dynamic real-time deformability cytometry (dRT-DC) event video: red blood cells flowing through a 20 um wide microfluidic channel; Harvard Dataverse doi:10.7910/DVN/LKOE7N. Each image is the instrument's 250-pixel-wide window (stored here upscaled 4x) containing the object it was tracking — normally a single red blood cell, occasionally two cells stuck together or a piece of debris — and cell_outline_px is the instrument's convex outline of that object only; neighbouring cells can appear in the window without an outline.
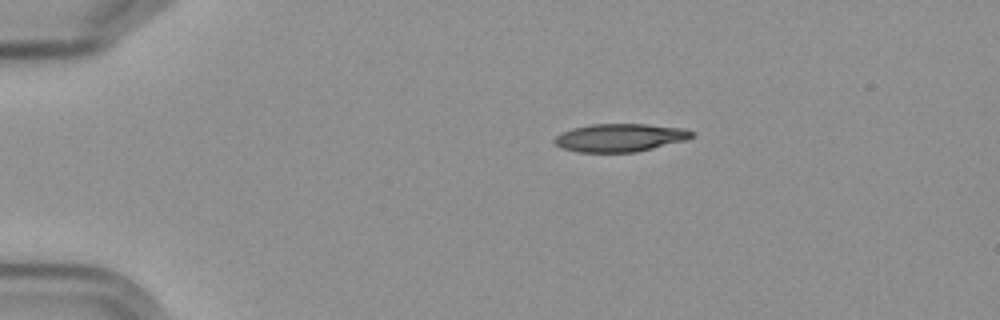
{"species": "Egyptian fruit bat (a non-hibernating species)", "species_latin": "Rousettus aegyptiacus", "temperature_condition": "cold", "stored_images_in_passage": 46, "camera_frame_rate_fps": 3000, "um_per_image_px": 0.085, "frame": {"image": 1, "passage_image": 1, "time_ms": 0.0, "image_size_px": [1000, 320], "cell_outline_px": [[696, 132], [688, 140], [636, 152], [576, 152], [560, 148], [552, 140], [556, 136], [572, 128], [592, 124], [644, 124], [684, 128]], "centroid_in_image_um": [52.71, 11.7], "position_along_channel_um": 32.3, "area_um2": 22.54}}
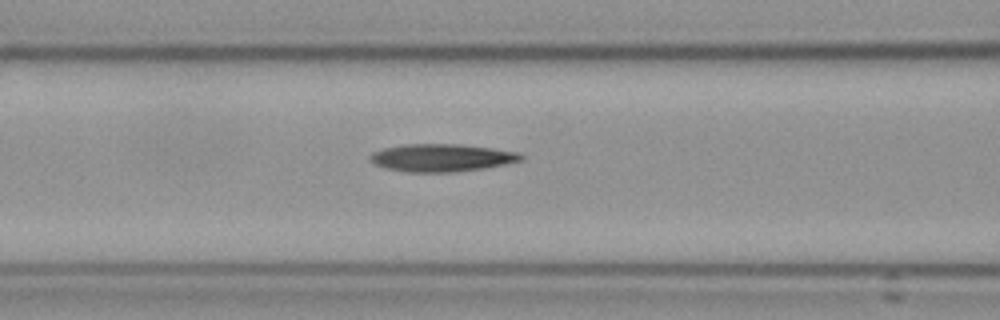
{"frame": {"image": 2, "passage_image": 14, "time_ms": 4.333, "image_size_px": [1000, 320], "cell_outline_px": [[524, 160], [484, 168], [456, 172], [408, 172], [388, 168], [376, 164], [368, 160], [368, 156], [372, 152], [384, 148], [404, 144], [460, 144], [492, 148], [520, 152], [524, 156]], "centroid_in_image_um": [37.56, 13.4], "position_along_channel_um": 129.0, "area_um2": 24.39}}
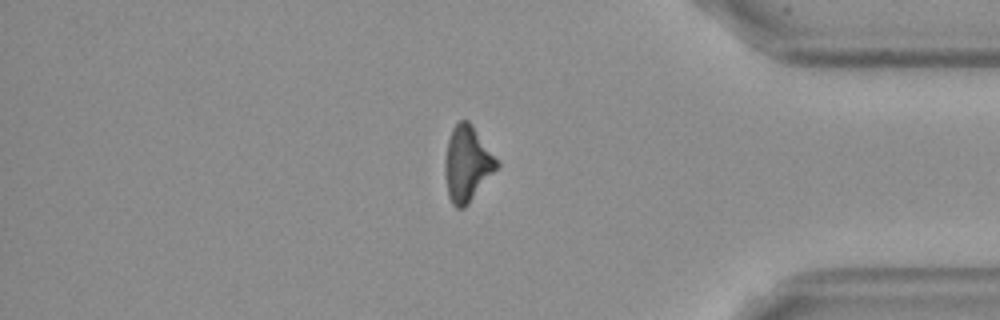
{"frame": {"image": 3, "passage_image": 38, "time_ms": 12.333, "image_size_px": [1000, 320], "cell_outline_px": [[500, 164], [468, 204], [464, 208], [456, 208], [452, 204], [448, 196], [444, 172], [444, 160], [448, 140], [452, 128], [460, 120], [468, 120], [472, 124]], "centroid_in_image_um": [39.68, 13.92], "position_along_channel_um": 395.5, "area_um2": 22.6}, "authors_computed_cell_mechanics": {"area_um2": 23.409, "velocity_mm_per_s": 3.5999, "shape_relaxation_time_tau1_ms": 5.7348, "shape_relaxation_time_tau2_ms": null, "deformation_change_tau1": 0.1753, "deformation_change_tau2": null}}